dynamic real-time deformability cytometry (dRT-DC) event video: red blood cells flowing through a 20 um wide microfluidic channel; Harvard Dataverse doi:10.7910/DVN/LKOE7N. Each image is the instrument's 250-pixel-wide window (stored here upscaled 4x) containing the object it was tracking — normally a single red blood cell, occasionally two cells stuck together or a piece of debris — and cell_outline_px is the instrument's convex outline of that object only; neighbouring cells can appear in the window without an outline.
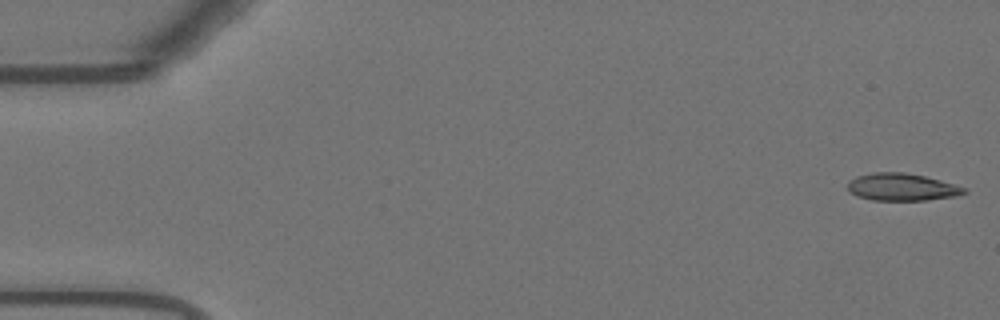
{"species": "Egyptian fruit bat (a non-hibernating species)", "species_latin": "Rousettus aegyptiacus", "temperature_condition": "warm", "stored_images_in_passage": 12, "camera_frame_rate_fps": 3000, "um_per_image_px": 0.085, "animal": {"sex": "female"}, "frame": {"image": 1, "passage_image": 1, "time_ms": 0.0, "image_size_px": [1000, 320], "cell_outline_px": [[968, 192], [956, 196], [924, 200], [872, 200], [856, 196], [848, 192], [848, 180], [856, 176], [872, 172], [904, 172], [924, 176], [940, 180], [968, 188]], "centroid_in_image_um": [76.63, 15.89], "position_along_channel_um": 8.4, "area_um2": 18.73}}